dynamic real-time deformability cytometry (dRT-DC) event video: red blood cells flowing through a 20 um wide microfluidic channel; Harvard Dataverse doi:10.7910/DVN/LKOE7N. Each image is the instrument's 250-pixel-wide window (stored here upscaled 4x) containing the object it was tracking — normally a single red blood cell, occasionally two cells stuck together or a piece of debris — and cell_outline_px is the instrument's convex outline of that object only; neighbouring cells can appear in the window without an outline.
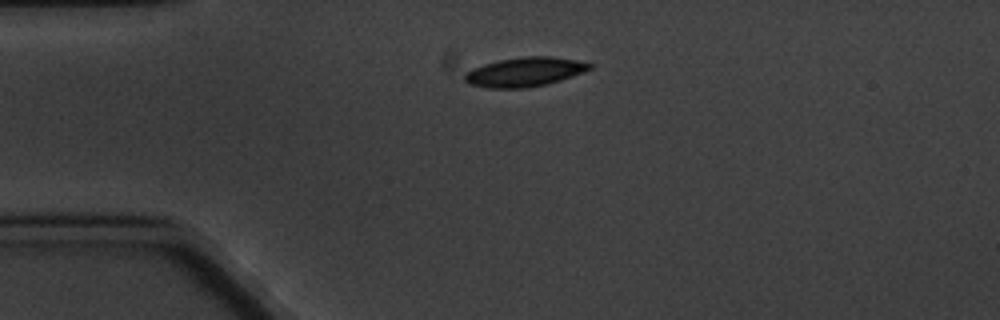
{"species": "common noctule bat (a hibernating species)", "species_latin": "Nyctalus noctula", "temperature_condition": "cold", "stored_images_in_passage": 3, "camera_frame_rate_fps": 3000, "um_per_image_px": 0.085, "animal": {"sex": "male", "body_mass_g": 20.1, "forearm_length_mm": 53.5}, "frame": {"image": 1, "passage_image": 1, "time_ms": 0.0, "image_size_px": [1000, 320], "cell_outline_px": [[592, 68], [560, 80], [544, 84], [524, 88], [488, 88], [468, 84], [464, 80], [464, 76], [472, 68], [484, 64], [500, 60], [524, 56], [552, 56], [576, 60], [592, 64]], "centroid_in_image_um": [44.57, 6.11], "position_along_channel_um": 40.4, "area_um2": 21.04}}